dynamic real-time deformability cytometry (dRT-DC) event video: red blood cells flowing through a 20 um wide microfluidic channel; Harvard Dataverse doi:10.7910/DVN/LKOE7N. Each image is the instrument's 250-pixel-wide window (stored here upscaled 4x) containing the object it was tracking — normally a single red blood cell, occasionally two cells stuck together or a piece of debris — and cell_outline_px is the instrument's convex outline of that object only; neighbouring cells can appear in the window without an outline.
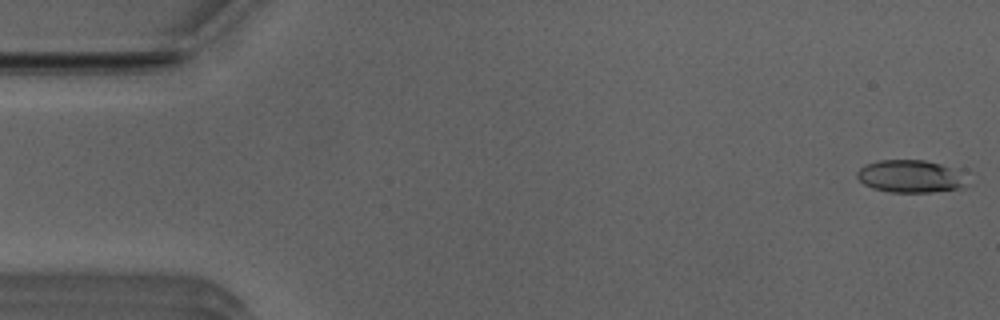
{"species": "Egyptian fruit bat (a non-hibernating species)", "species_latin": "Rousettus aegyptiacus", "temperature_condition": "room temperature", "stored_images_in_passage": 52, "camera_frame_rate_fps": 3000, "um_per_image_px": 0.085, "animal": {"sex": "male"}, "frame": {"image": 1, "passage_image": 1, "time_ms": 0.0, "image_size_px": [1000, 320], "cell_outline_px": [[972, 184], [964, 188], [932, 192], [888, 192], [872, 188], [864, 184], [856, 176], [856, 172], [864, 164], [880, 160], [924, 160], [940, 164], [948, 168]], "centroid_in_image_um": [77.33, 15.01], "position_along_channel_um": 7.7, "area_um2": 20.69}}
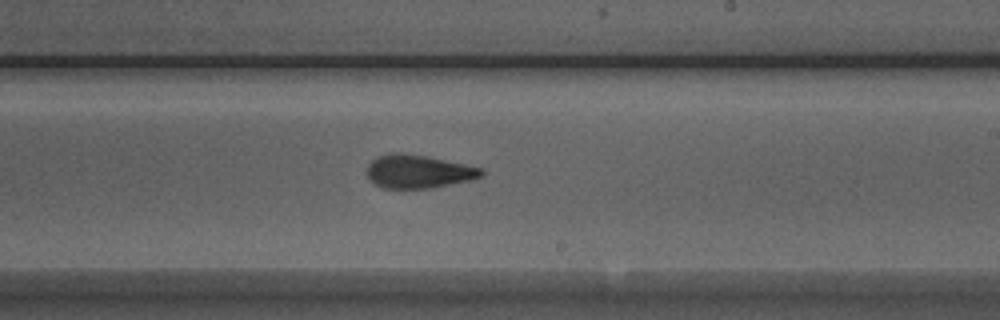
{"frame": {"image": 2, "passage_image": 30, "time_ms": 9.667, "image_size_px": [1000, 320], "cell_outline_px": [[484, 176], [472, 180], [428, 188], [384, 188], [368, 180], [368, 164], [376, 156], [392, 152], [400, 152], [424, 156], [464, 164], [480, 168], [484, 172]], "centroid_in_image_um": [35.53, 14.57], "position_along_channel_um": 253.5, "area_um2": 22.08}}
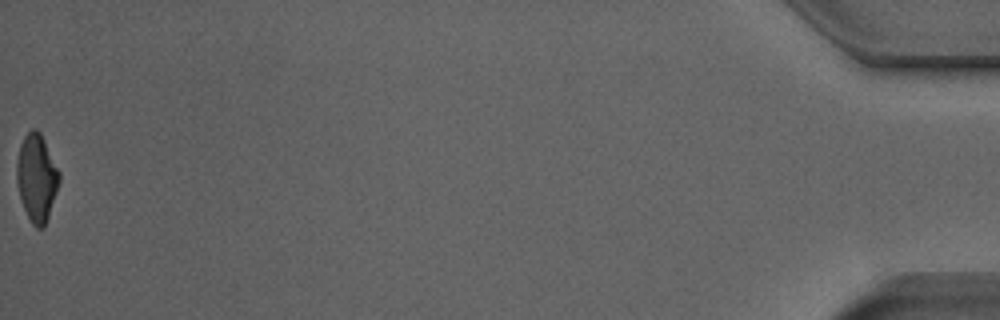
{"frame": {"image": 3, "passage_image": 52, "time_ms": 17.0, "image_size_px": [1000, 320], "cell_outline_px": [[60, 180], [44, 228], [36, 228], [32, 224], [24, 208], [20, 196], [16, 180], [16, 164], [20, 144], [24, 136], [32, 128], [36, 128], [40, 132], [60, 172]], "centroid_in_image_um": [3.11, 15.09], "position_along_channel_um": 432.1, "area_um2": 21.5}, "authors_computed_cell_mechanics": {"area_um2": 22.0218, "velocity_mm_per_s": 3.9232, "shape_relaxation_time_tau1_ms": 6.1981, "shape_relaxation_time_tau2_ms": 2.0355, "deformation_change_tau1": 0.1898, "deformation_change_tau2": 0.1035}}